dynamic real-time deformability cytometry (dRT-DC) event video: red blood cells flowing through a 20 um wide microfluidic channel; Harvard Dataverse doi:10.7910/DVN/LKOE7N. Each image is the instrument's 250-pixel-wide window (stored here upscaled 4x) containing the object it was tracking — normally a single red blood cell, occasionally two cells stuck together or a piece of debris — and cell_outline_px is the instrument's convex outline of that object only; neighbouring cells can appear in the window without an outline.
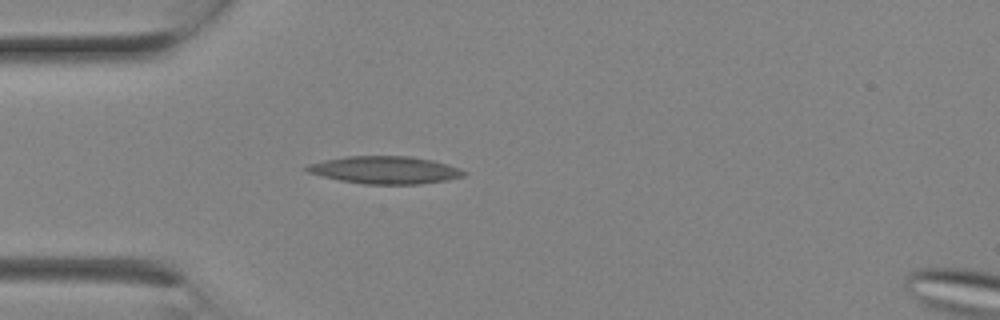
{"species": "Egyptian fruit bat (a non-hibernating species)", "species_latin": "Rousettus aegyptiacus", "temperature_condition": "room temperature", "stored_images_in_passage": 2, "segment_of_instrument_passage": [1, 2], "camera_frame_rate_fps": 3000, "um_per_image_px": 0.085, "animal": {"sex": "female"}, "frame": {"image": 1, "passage_image": 1, "time_ms": 0.0, "image_size_px": [1000, 320], "cell_outline_px": [[468, 172], [464, 176], [448, 180], [420, 184], [364, 184], [340, 180], [308, 172], [304, 168], [308, 164], [324, 160], [348, 156], [408, 156], [432, 160], [448, 164], [460, 168]], "centroid_in_image_um": [32.77, 14.45], "position_along_channel_um": 52.2, "area_um2": 25.14}}